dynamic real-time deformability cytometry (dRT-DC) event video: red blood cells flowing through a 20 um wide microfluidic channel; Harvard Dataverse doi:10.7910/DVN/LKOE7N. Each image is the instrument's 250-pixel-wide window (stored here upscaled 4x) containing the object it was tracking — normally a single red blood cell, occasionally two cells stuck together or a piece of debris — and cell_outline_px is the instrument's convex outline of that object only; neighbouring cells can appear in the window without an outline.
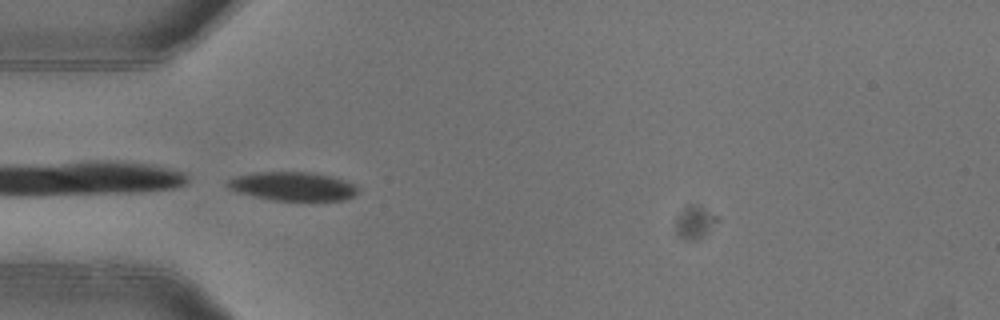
{"species": "common noctule bat (a hibernating species)", "species_latin": "Nyctalus noctula", "temperature_condition": "warm", "stored_images_in_passage": 7, "camera_frame_rate_fps": 3000, "um_per_image_px": 0.085, "animal": {"sex": "female"}, "frame": {"image": 1, "passage_image": 5, "time_ms": 1.333, "image_size_px": [1000, 320], "cell_outline_px": [[360, 188], [352, 196], [344, 200], [272, 200], [252, 196], [228, 188], [224, 184], [228, 180], [236, 176], [256, 172], [308, 172], [328, 176], [344, 180], [356, 184]], "centroid_in_image_um": [24.87, 15.83], "position_along_channel_um": 60.1, "area_um2": 21.68}}